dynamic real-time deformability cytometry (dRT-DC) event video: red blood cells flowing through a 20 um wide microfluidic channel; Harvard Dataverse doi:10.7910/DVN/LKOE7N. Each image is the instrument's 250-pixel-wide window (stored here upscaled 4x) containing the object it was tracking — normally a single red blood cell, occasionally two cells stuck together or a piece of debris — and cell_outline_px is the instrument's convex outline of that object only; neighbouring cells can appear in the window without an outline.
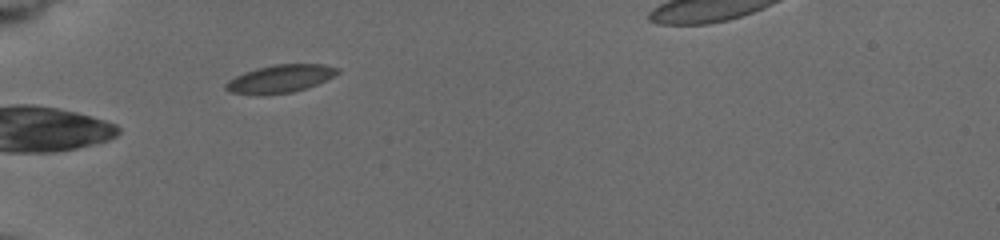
{"species": "common noctule bat (a hibernating species)", "species_latin": "Nyctalus noctula", "temperature_condition": "cold", "stored_images_in_passage": 24, "camera_frame_rate_fps": 3000, "um_per_image_px": 0.085, "animal": {"sex": "female", "body_mass_g": 19.5, "forearm_length_mm": 54.1}, "frame": {"image": 1, "passage_image": 1, "time_ms": 0.0, "image_size_px": [1000, 240], "cell_outline_px": [[340, 72], [316, 84], [292, 92], [256, 96], [232, 92], [224, 88], [224, 84], [228, 80], [244, 72], [256, 68], [276, 64], [324, 64], [340, 68]], "centroid_in_image_um": [23.77, 6.69], "position_along_channel_um": 61.2, "area_um2": 18.15}}